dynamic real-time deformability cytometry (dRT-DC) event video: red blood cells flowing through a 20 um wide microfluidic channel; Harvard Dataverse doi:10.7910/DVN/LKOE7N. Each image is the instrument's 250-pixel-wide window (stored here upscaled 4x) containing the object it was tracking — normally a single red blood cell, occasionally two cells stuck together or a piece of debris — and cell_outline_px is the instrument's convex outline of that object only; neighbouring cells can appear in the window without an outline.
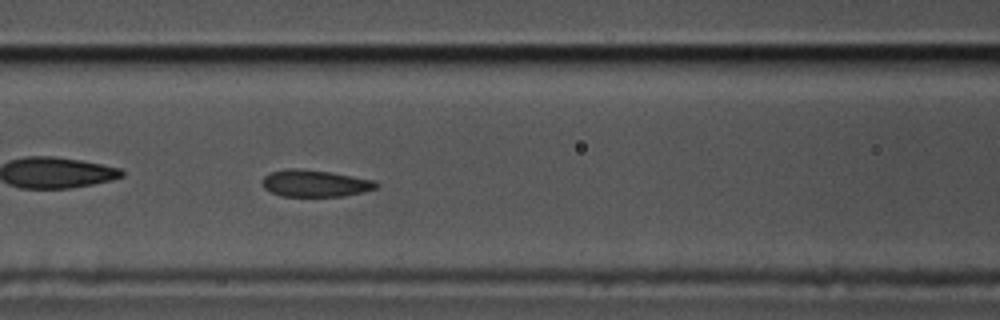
{"species": "common noctule bat (a hibernating species)", "species_latin": "Nyctalus noctula", "temperature_condition": "cold", "stored_images_in_passage": 57, "camera_frame_rate_fps": 3000, "um_per_image_px": 0.085, "animal": {"sex": "male", "body_mass_g": 17.5, "forearm_length_mm": 52.3}, "frame": {"image": 1, "passage_image": 24, "time_ms": 7.667, "image_size_px": [1000, 320], "cell_outline_px": [[380, 184], [376, 188], [344, 196], [280, 196], [264, 188], [260, 180], [264, 176], [272, 172], [288, 168], [300, 168], [332, 172], [376, 180]], "centroid_in_image_um": [26.77, 15.57], "position_along_channel_um": 139.8, "area_um2": 17.98}}
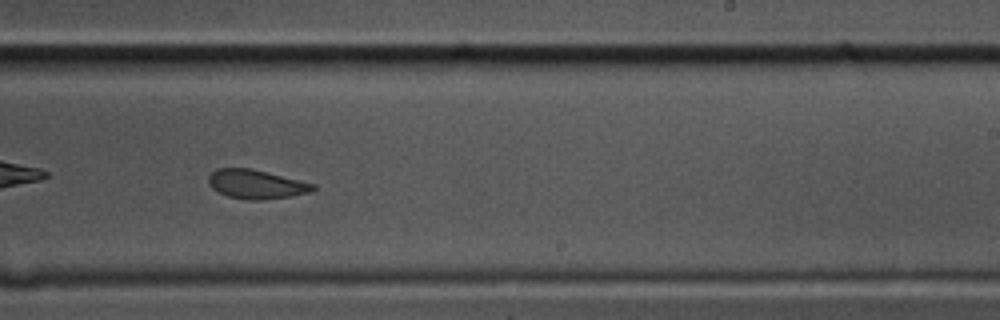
{"frame": {"image": 2, "passage_image": 35, "time_ms": 11.333, "image_size_px": [1000, 320], "cell_outline_px": [[316, 188], [312, 192], [292, 196], [260, 200], [248, 200], [228, 196], [212, 188], [208, 184], [208, 176], [216, 168], [252, 168], [316, 184]], "centroid_in_image_um": [21.79, 15.65], "position_along_channel_um": 267.2, "area_um2": 17.8}}
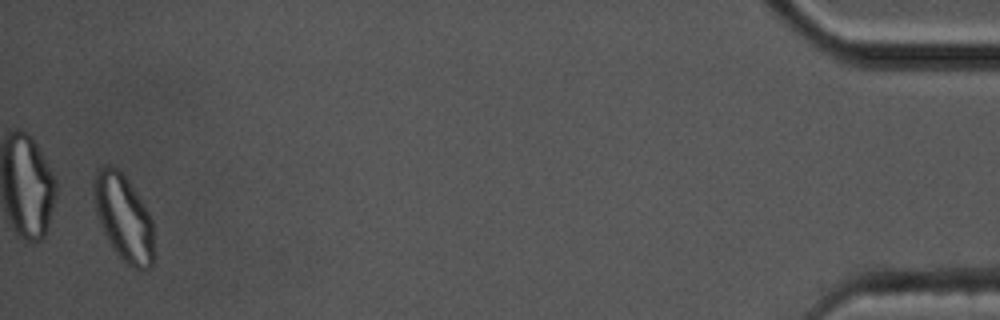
{"frame": {"image": 3, "passage_image": 56, "time_ms": 18.333, "image_size_px": [1000, 320], "cell_outline_px": [[152, 268], [140, 272], [132, 268], [112, 248], [100, 224], [96, 212], [92, 192], [92, 184], [96, 172], [100, 168], [108, 164], [116, 168], [124, 176], [144, 204], [152, 220]], "centroid_in_image_um": [10.48, 18.52], "position_along_channel_um": 424.7, "area_um2": 30.0}, "authors_computed_cell_mechanics": {"area_um2": 18.3804, "velocity_mm_per_s": 3.4889, "shape_relaxation_time_tau1_ms": 4.637, "shape_relaxation_time_tau2_ms": 1.7018, "deformation_change_tau1": 0.1321, "deformation_change_tau2": 0.0497}}